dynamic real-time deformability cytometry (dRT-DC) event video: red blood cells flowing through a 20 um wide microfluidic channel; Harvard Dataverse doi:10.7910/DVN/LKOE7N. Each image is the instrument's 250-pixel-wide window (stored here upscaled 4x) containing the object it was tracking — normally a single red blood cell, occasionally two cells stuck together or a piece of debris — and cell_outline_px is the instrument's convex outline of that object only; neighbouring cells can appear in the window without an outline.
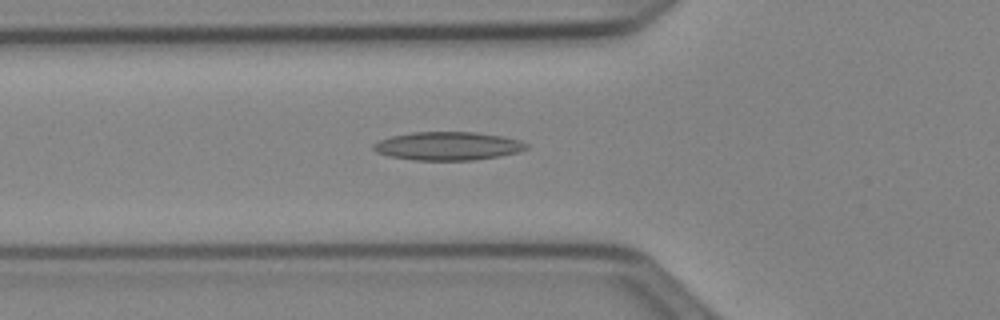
{"species": "Egyptian fruit bat (a non-hibernating species)", "species_latin": "Rousettus aegyptiacus", "temperature_condition": "cold", "stored_images_in_passage": 32, "camera_frame_rate_fps": 3000, "um_per_image_px": 0.085, "animal": {"sex": "female"}, "frame": {"image": 1, "passage_image": 2, "time_ms": 0.333, "image_size_px": [1000, 320], "cell_outline_px": [[528, 148], [516, 152], [500, 156], [472, 160], [412, 160], [388, 156], [376, 152], [372, 148], [372, 144], [380, 140], [392, 136], [412, 132], [476, 132], [504, 136], [520, 140], [528, 144]], "centroid_in_image_um": [38.06, 12.41], "position_along_channel_um": 87.7, "area_um2": 25.37}}
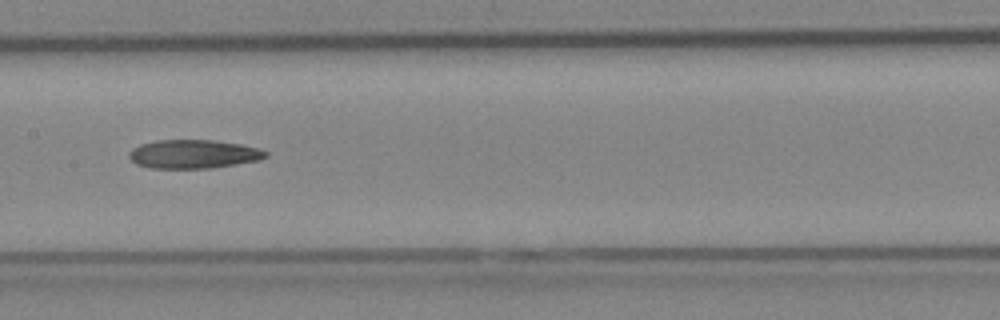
{"frame": {"image": 2, "passage_image": 10, "time_ms": 3.0, "image_size_px": [1000, 320], "cell_outline_px": [[268, 156], [260, 160], [212, 168], [152, 168], [136, 164], [128, 156], [128, 152], [132, 148], [140, 144], [156, 140], [212, 140], [240, 144], [256, 148], [268, 152]], "centroid_in_image_um": [16.42, 13.1], "position_along_channel_um": 191.0, "area_um2": 22.83}}
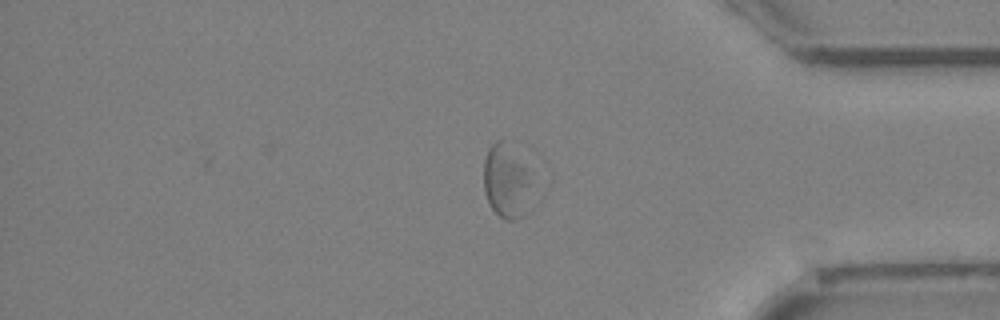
{"frame": {"image": 3, "passage_image": 27, "time_ms": 8.667, "image_size_px": [1000, 320], "cell_outline_px": [[556, 176], [552, 184], [544, 196], [524, 216], [512, 220], [504, 220], [492, 208], [484, 192], [484, 160], [488, 148], [496, 140], [504, 140]], "centroid_in_image_um": [43.65, 15.37], "position_along_channel_um": 391.5, "area_um2": 27.46}}